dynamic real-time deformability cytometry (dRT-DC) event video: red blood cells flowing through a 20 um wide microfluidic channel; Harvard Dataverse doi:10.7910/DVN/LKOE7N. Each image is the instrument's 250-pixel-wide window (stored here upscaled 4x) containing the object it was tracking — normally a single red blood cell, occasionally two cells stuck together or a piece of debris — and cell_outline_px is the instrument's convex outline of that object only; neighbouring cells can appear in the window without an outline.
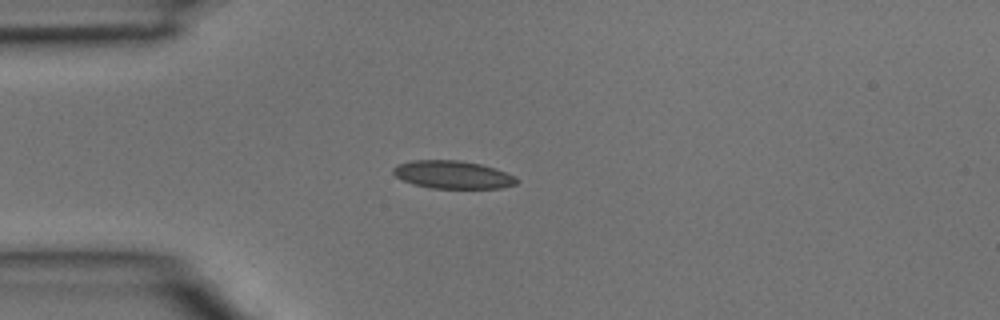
{"species": "common noctule bat (a hibernating species)", "species_latin": "Nyctalus noctula", "temperature_condition": "room temperature", "stored_images_in_passage": 2, "camera_frame_rate_fps": 3000, "um_per_image_px": 0.085, "animal": {"sex": "male", "body_mass_g": 15.6}, "frame": {"image": 1, "passage_image": 2, "time_ms": 0.333, "image_size_px": [1000, 320], "cell_outline_px": [[520, 180], [516, 184], [500, 188], [432, 188], [416, 184], [404, 180], [396, 176], [392, 172], [392, 168], [396, 164], [412, 160], [460, 160], [480, 164], [496, 168], [516, 176]], "centroid_in_image_um": [38.51, 14.84], "position_along_channel_um": 46.5, "area_um2": 20.11}}